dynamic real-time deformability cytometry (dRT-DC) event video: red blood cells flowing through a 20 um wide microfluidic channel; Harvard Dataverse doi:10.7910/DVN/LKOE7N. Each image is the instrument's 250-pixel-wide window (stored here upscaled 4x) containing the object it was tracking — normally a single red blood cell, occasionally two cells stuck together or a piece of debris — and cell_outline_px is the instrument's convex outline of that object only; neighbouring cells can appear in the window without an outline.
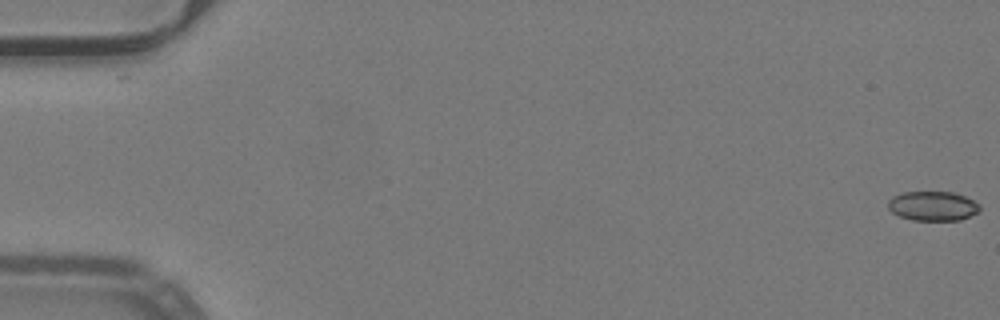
{"species": "common noctule bat (a hibernating species)", "species_latin": "Nyctalus noctula", "temperature_condition": "warm", "stored_images_in_passage": 53, "camera_frame_rate_fps": 3000, "um_per_image_px": 0.085, "animal": {"sex": "male", "body_mass_g": 19.2, "forearm_length_mm": 51.8}, "frame": {"image": 1, "passage_image": 1, "time_ms": 0.0, "image_size_px": [1000, 320], "cell_outline_px": [[980, 212], [960, 220], [912, 220], [900, 216], [892, 212], [888, 208], [888, 200], [892, 196], [904, 192], [956, 192], [980, 204]], "centroid_in_image_um": [79.3, 17.51], "position_along_channel_um": 5.7, "area_um2": 15.84}}
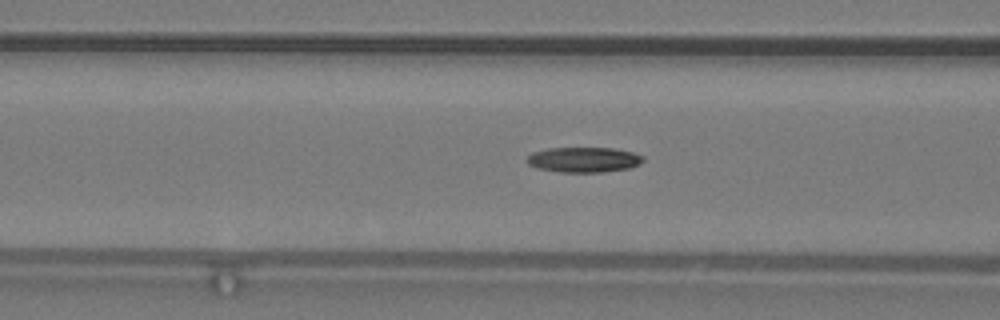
{"frame": {"image": 2, "passage_image": 22, "time_ms": 7.0, "image_size_px": [1000, 320], "cell_outline_px": [[644, 160], [640, 164], [632, 168], [604, 172], [560, 172], [536, 168], [528, 164], [524, 160], [532, 152], [548, 148], [612, 148], [632, 152], [644, 156]], "centroid_in_image_um": [49.61, 13.58], "position_along_channel_um": 117.0, "area_um2": 17.28}}
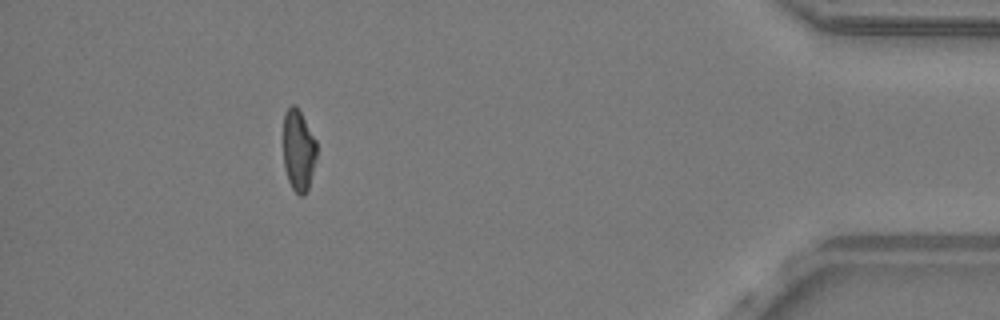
{"frame": {"image": 3, "passage_image": 48, "time_ms": 15.667, "image_size_px": [1000, 320], "cell_outline_px": [[316, 160], [308, 188], [304, 196], [300, 196], [292, 188], [288, 180], [284, 168], [284, 112], [292, 104], [300, 112], [316, 140]], "centroid_in_image_um": [25.37, 12.81], "position_along_channel_um": 409.8, "area_um2": 15.66}, "authors_computed_cell_mechanics": {"area_um2": 16.8776, "velocity_mm_per_s": 4.033, "shape_relaxation_time_tau1_ms": 9.4201, "shape_relaxation_time_tau2_ms": 7.6315, "deformation_change_tau1": 0.2475, "deformation_change_tau2": 0.1151}}